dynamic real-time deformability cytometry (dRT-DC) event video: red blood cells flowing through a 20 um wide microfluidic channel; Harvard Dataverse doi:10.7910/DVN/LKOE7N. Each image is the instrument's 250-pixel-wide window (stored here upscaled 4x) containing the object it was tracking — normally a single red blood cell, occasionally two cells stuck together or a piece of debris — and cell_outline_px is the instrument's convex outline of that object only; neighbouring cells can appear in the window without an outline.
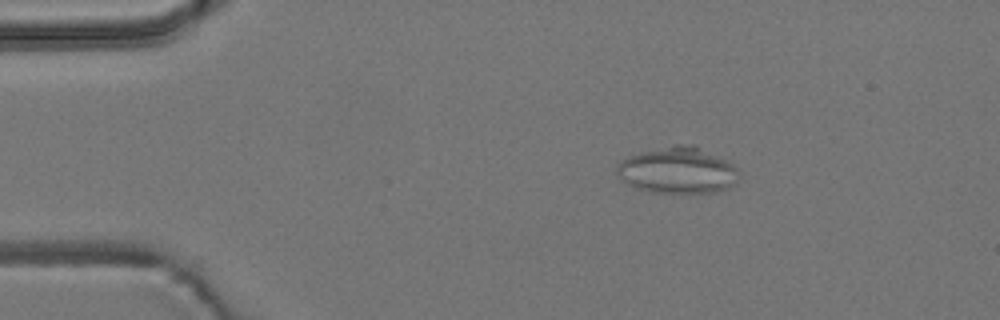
{"species": "common noctule bat (a hibernating species)", "species_latin": "Nyctalus noctula", "temperature_condition": "room temperature", "stored_images_in_passage": 4, "camera_frame_rate_fps": 3000, "um_per_image_px": 0.085, "animal": {"sex": "male", "body_mass_g": 19.2, "forearm_length_mm": 51.8}, "frame": {"image": 1, "passage_image": 2, "time_ms": 0.333, "image_size_px": [1000, 320], "cell_outline_px": [[740, 176], [736, 184], [728, 188], [712, 192], [648, 192], [636, 188], [628, 184], [616, 176], [616, 164], [620, 160], [628, 156], [640, 152], [672, 144], [696, 144], [732, 164], [736, 168]], "centroid_in_image_um": [57.57, 14.46], "position_along_channel_um": 27.4, "area_um2": 33.35}}